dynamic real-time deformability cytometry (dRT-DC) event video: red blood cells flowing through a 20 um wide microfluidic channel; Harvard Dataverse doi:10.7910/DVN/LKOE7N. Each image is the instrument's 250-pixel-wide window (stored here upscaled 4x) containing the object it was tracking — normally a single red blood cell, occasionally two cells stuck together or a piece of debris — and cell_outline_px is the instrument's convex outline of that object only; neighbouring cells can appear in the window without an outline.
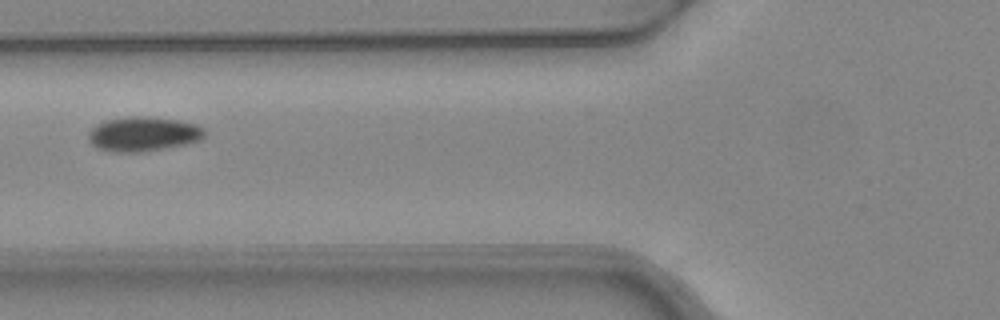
{"species": "common noctule bat (a hibernating species)", "species_latin": "Nyctalus noctula", "temperature_condition": "warm", "stored_images_in_passage": 3, "camera_frame_rate_fps": 3000, "um_per_image_px": 0.085, "animal": {"sex": "female", "body_mass_g": 24.6, "forearm_length_mm": 56.2}, "frame": {"image": 1, "passage_image": 3, "time_ms": 0.667, "image_size_px": [1000, 320], "cell_outline_px": [[204, 136], [200, 140], [188, 144], [140, 152], [112, 152], [96, 148], [88, 140], [88, 132], [96, 124], [104, 120], [128, 116], [148, 116], [176, 120], [196, 124], [204, 128]], "centroid_in_image_um": [12.14, 11.39], "position_along_channel_um": 113.7, "area_um2": 23.58}}